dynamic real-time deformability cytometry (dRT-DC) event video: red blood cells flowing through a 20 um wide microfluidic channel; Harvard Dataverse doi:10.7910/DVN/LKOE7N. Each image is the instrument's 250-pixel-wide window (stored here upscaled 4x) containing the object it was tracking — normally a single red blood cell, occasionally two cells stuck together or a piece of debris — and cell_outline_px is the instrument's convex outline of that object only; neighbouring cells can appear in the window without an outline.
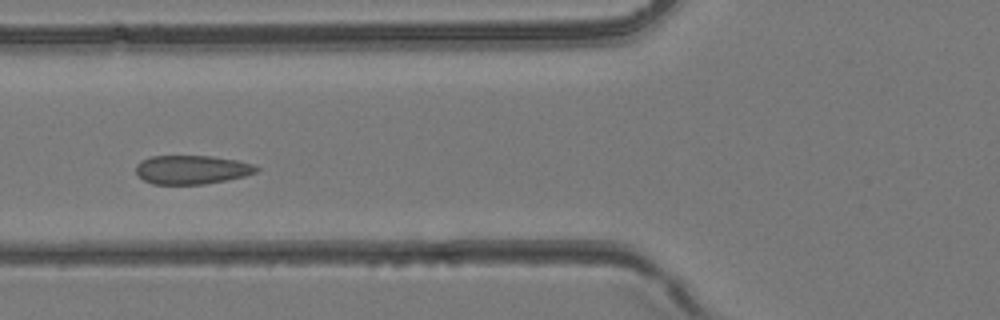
{"species": "common noctule bat (a hibernating species)", "species_latin": "Nyctalus noctula", "temperature_condition": "room temperature", "stored_images_in_passage": 41, "camera_frame_rate_fps": 3000, "um_per_image_px": 0.085, "animal": {"sex": "female", "body_mass_g": 24.6, "forearm_length_mm": 56.2}, "frame": {"image": 1, "passage_image": 13, "time_ms": 4.0, "image_size_px": [1000, 320], "cell_outline_px": [[260, 168], [256, 172], [244, 176], [204, 184], [152, 184], [144, 180], [136, 172], [136, 164], [140, 160], [152, 156], [212, 156], [236, 160], [252, 164]], "centroid_in_image_um": [16.28, 14.41], "position_along_channel_um": 109.5, "area_um2": 20.11}}
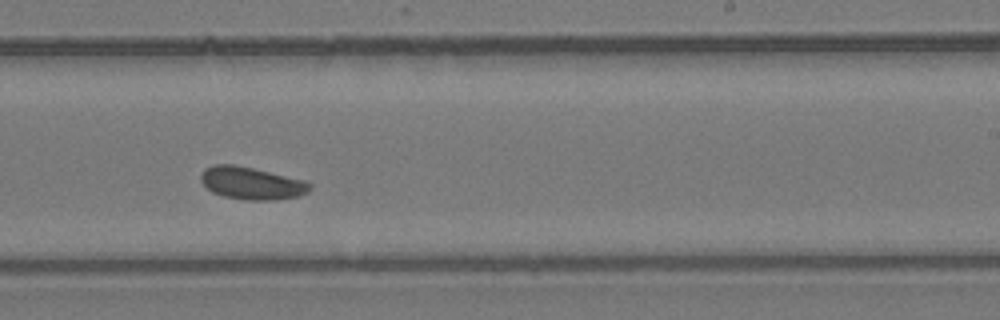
{"frame": {"image": 2, "passage_image": 23, "time_ms": 7.333, "image_size_px": [1000, 320], "cell_outline_px": [[312, 188], [308, 192], [296, 196], [276, 200], [248, 200], [224, 196], [212, 192], [200, 180], [200, 172], [204, 168], [212, 164], [232, 164], [252, 168], [304, 180], [312, 184]], "centroid_in_image_um": [21.36, 15.56], "position_along_channel_um": 267.6, "area_um2": 20.58}}
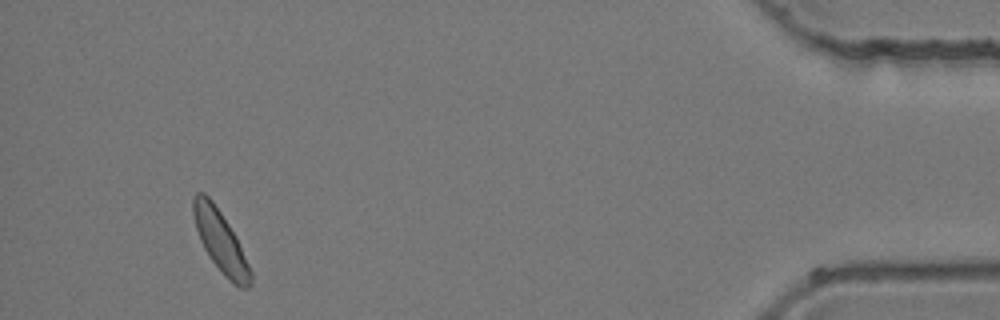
{"frame": {"image": 3, "passage_image": 37, "time_ms": 12.0, "image_size_px": [1000, 320], "cell_outline_px": [[252, 284], [248, 288], [240, 288], [228, 280], [224, 276], [212, 260], [204, 248], [200, 240], [196, 228], [192, 212], [192, 196], [196, 192], [204, 192], [212, 200], [236, 236], [252, 272]], "centroid_in_image_um": [18.74, 20.52], "position_along_channel_um": 416.5, "area_um2": 20.46}}